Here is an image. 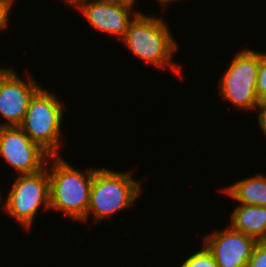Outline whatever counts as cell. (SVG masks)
<instances>
[{
	"label": "cell",
	"instance_id": "5",
	"mask_svg": "<svg viewBox=\"0 0 266 267\" xmlns=\"http://www.w3.org/2000/svg\"><path fill=\"white\" fill-rule=\"evenodd\" d=\"M256 51L244 48L236 52L218 82L219 95L241 111H256L263 104L256 90L260 67V52Z\"/></svg>",
	"mask_w": 266,
	"mask_h": 267
},
{
	"label": "cell",
	"instance_id": "4",
	"mask_svg": "<svg viewBox=\"0 0 266 267\" xmlns=\"http://www.w3.org/2000/svg\"><path fill=\"white\" fill-rule=\"evenodd\" d=\"M42 87L31 98L24 120L19 126L28 137L51 156L60 155L64 102Z\"/></svg>",
	"mask_w": 266,
	"mask_h": 267
},
{
	"label": "cell",
	"instance_id": "11",
	"mask_svg": "<svg viewBox=\"0 0 266 267\" xmlns=\"http://www.w3.org/2000/svg\"><path fill=\"white\" fill-rule=\"evenodd\" d=\"M235 207L229 226L257 241H266V207L246 204Z\"/></svg>",
	"mask_w": 266,
	"mask_h": 267
},
{
	"label": "cell",
	"instance_id": "7",
	"mask_svg": "<svg viewBox=\"0 0 266 267\" xmlns=\"http://www.w3.org/2000/svg\"><path fill=\"white\" fill-rule=\"evenodd\" d=\"M51 155L33 142L19 126L0 127V157L15 173L33 174L46 167Z\"/></svg>",
	"mask_w": 266,
	"mask_h": 267
},
{
	"label": "cell",
	"instance_id": "18",
	"mask_svg": "<svg viewBox=\"0 0 266 267\" xmlns=\"http://www.w3.org/2000/svg\"><path fill=\"white\" fill-rule=\"evenodd\" d=\"M93 1L134 7L135 1H137V0H93Z\"/></svg>",
	"mask_w": 266,
	"mask_h": 267
},
{
	"label": "cell",
	"instance_id": "17",
	"mask_svg": "<svg viewBox=\"0 0 266 267\" xmlns=\"http://www.w3.org/2000/svg\"><path fill=\"white\" fill-rule=\"evenodd\" d=\"M258 110H259L257 116L258 124L260 129L265 135L264 137H266V104H262V106Z\"/></svg>",
	"mask_w": 266,
	"mask_h": 267
},
{
	"label": "cell",
	"instance_id": "10",
	"mask_svg": "<svg viewBox=\"0 0 266 267\" xmlns=\"http://www.w3.org/2000/svg\"><path fill=\"white\" fill-rule=\"evenodd\" d=\"M257 242L255 238L236 231L231 226L224 230L216 229L203 240L218 267H247Z\"/></svg>",
	"mask_w": 266,
	"mask_h": 267
},
{
	"label": "cell",
	"instance_id": "14",
	"mask_svg": "<svg viewBox=\"0 0 266 267\" xmlns=\"http://www.w3.org/2000/svg\"><path fill=\"white\" fill-rule=\"evenodd\" d=\"M256 90L259 100L266 104V51L260 52V67L257 75Z\"/></svg>",
	"mask_w": 266,
	"mask_h": 267
},
{
	"label": "cell",
	"instance_id": "9",
	"mask_svg": "<svg viewBox=\"0 0 266 267\" xmlns=\"http://www.w3.org/2000/svg\"><path fill=\"white\" fill-rule=\"evenodd\" d=\"M68 6L81 12L91 28L114 35L120 41L125 38L130 22L140 12L135 7L93 0H73Z\"/></svg>",
	"mask_w": 266,
	"mask_h": 267
},
{
	"label": "cell",
	"instance_id": "20",
	"mask_svg": "<svg viewBox=\"0 0 266 267\" xmlns=\"http://www.w3.org/2000/svg\"><path fill=\"white\" fill-rule=\"evenodd\" d=\"M1 196H2V195H1V191H0V206H2V208H3L2 210L5 211V201L3 202V199H4V198L1 197ZM2 203H3V204H2Z\"/></svg>",
	"mask_w": 266,
	"mask_h": 267
},
{
	"label": "cell",
	"instance_id": "21",
	"mask_svg": "<svg viewBox=\"0 0 266 267\" xmlns=\"http://www.w3.org/2000/svg\"><path fill=\"white\" fill-rule=\"evenodd\" d=\"M72 1H73V0H63V2H65L66 5H67V4L69 5Z\"/></svg>",
	"mask_w": 266,
	"mask_h": 267
},
{
	"label": "cell",
	"instance_id": "3",
	"mask_svg": "<svg viewBox=\"0 0 266 267\" xmlns=\"http://www.w3.org/2000/svg\"><path fill=\"white\" fill-rule=\"evenodd\" d=\"M133 172H116L109 168H98L93 174L89 206L85 216L87 223L90 214L97 223L118 211L131 208L141 195L142 185L133 178Z\"/></svg>",
	"mask_w": 266,
	"mask_h": 267
},
{
	"label": "cell",
	"instance_id": "15",
	"mask_svg": "<svg viewBox=\"0 0 266 267\" xmlns=\"http://www.w3.org/2000/svg\"><path fill=\"white\" fill-rule=\"evenodd\" d=\"M247 267H266V241L256 243Z\"/></svg>",
	"mask_w": 266,
	"mask_h": 267
},
{
	"label": "cell",
	"instance_id": "1",
	"mask_svg": "<svg viewBox=\"0 0 266 267\" xmlns=\"http://www.w3.org/2000/svg\"><path fill=\"white\" fill-rule=\"evenodd\" d=\"M139 12L130 22L127 34L121 41L136 58L157 69H170L183 77L182 65L173 62L178 44L169 24L164 19Z\"/></svg>",
	"mask_w": 266,
	"mask_h": 267
},
{
	"label": "cell",
	"instance_id": "16",
	"mask_svg": "<svg viewBox=\"0 0 266 267\" xmlns=\"http://www.w3.org/2000/svg\"><path fill=\"white\" fill-rule=\"evenodd\" d=\"M15 0H0V31L8 28L9 16L11 15Z\"/></svg>",
	"mask_w": 266,
	"mask_h": 267
},
{
	"label": "cell",
	"instance_id": "19",
	"mask_svg": "<svg viewBox=\"0 0 266 267\" xmlns=\"http://www.w3.org/2000/svg\"><path fill=\"white\" fill-rule=\"evenodd\" d=\"M156 1L162 5L161 10H164V9H162L163 7L165 8L169 4H171V3L173 4L174 2H179L181 0H156Z\"/></svg>",
	"mask_w": 266,
	"mask_h": 267
},
{
	"label": "cell",
	"instance_id": "2",
	"mask_svg": "<svg viewBox=\"0 0 266 267\" xmlns=\"http://www.w3.org/2000/svg\"><path fill=\"white\" fill-rule=\"evenodd\" d=\"M46 166L49 174L50 211H62L73 221L85 222L93 174L98 168H85L81 172V169L73 167L61 155L50 156Z\"/></svg>",
	"mask_w": 266,
	"mask_h": 267
},
{
	"label": "cell",
	"instance_id": "8",
	"mask_svg": "<svg viewBox=\"0 0 266 267\" xmlns=\"http://www.w3.org/2000/svg\"><path fill=\"white\" fill-rule=\"evenodd\" d=\"M12 67H0V115L6 121L1 126H20L31 98L42 87L27 75L22 79Z\"/></svg>",
	"mask_w": 266,
	"mask_h": 267
},
{
	"label": "cell",
	"instance_id": "6",
	"mask_svg": "<svg viewBox=\"0 0 266 267\" xmlns=\"http://www.w3.org/2000/svg\"><path fill=\"white\" fill-rule=\"evenodd\" d=\"M5 199V213L31 229L39 209L50 210L49 174L47 166L33 174H18Z\"/></svg>",
	"mask_w": 266,
	"mask_h": 267
},
{
	"label": "cell",
	"instance_id": "12",
	"mask_svg": "<svg viewBox=\"0 0 266 267\" xmlns=\"http://www.w3.org/2000/svg\"><path fill=\"white\" fill-rule=\"evenodd\" d=\"M221 190L238 204L266 207V175L263 173L238 180Z\"/></svg>",
	"mask_w": 266,
	"mask_h": 267
},
{
	"label": "cell",
	"instance_id": "13",
	"mask_svg": "<svg viewBox=\"0 0 266 267\" xmlns=\"http://www.w3.org/2000/svg\"><path fill=\"white\" fill-rule=\"evenodd\" d=\"M180 267H218L212 253L203 244V247L188 255Z\"/></svg>",
	"mask_w": 266,
	"mask_h": 267
}]
</instances>
